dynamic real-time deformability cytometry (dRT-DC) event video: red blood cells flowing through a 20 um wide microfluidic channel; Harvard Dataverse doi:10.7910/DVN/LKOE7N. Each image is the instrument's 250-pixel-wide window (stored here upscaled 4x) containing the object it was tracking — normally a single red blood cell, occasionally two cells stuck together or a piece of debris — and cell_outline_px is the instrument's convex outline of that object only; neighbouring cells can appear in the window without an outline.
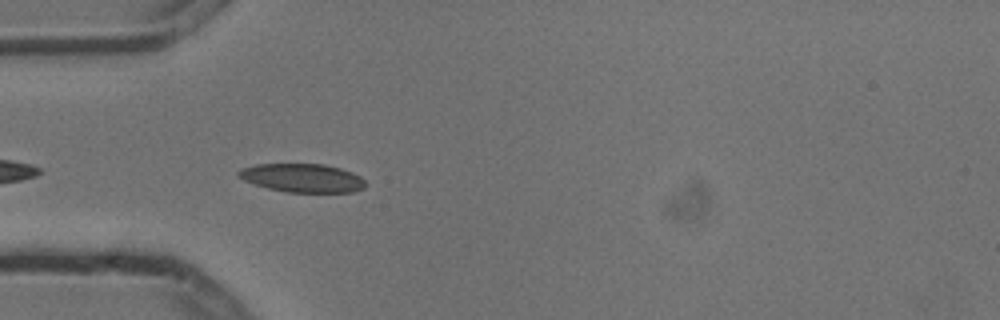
{"species": "common noctule bat (a hibernating species)", "species_latin": "Nyctalus noctula", "temperature_condition": "cold", "stored_images_in_passage": 5, "camera_frame_rate_fps": 3000, "um_per_image_px": 0.085, "animal": {"sex": "male", "body_mass_g": 13.3}, "frame": {"image": 1, "passage_image": 5, "time_ms": 1.333, "image_size_px": [1000, 320], "cell_outline_px": [[364, 188], [356, 192], [288, 192], [268, 188], [244, 180], [236, 176], [236, 172], [244, 168], [256, 164], [324, 164], [340, 168], [352, 172], [360, 176], [364, 180]], "centroid_in_image_um": [25.71, 15.12], "position_along_channel_um": 59.3, "area_um2": 21.04}}